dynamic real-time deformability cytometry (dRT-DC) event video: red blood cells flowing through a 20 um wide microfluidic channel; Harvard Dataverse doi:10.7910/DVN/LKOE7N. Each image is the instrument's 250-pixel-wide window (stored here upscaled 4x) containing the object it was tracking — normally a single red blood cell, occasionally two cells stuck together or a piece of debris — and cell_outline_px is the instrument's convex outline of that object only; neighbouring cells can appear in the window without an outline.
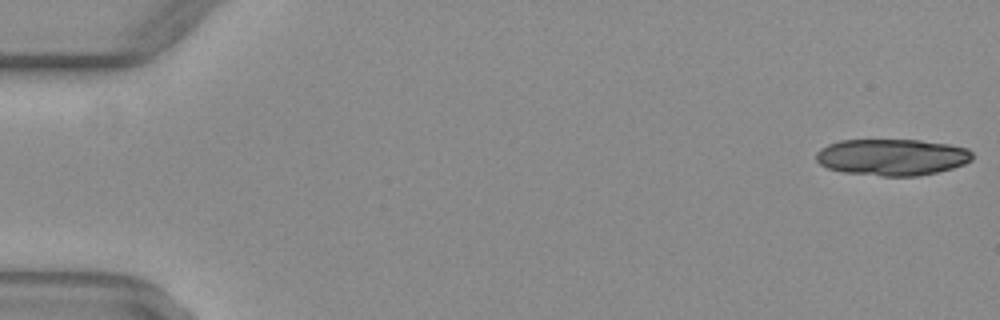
{"species": "common noctule bat (a hibernating species)", "species_latin": "Nyctalus noctula", "temperature_condition": "warm", "stored_images_in_passage": 15, "camera_frame_rate_fps": 3000, "um_per_image_px": 0.085, "animal": {"sex": "female", "body_mass_g": 29.2, "forearm_length_mm": 56.3}, "frame": {"image": 1, "passage_image": 1, "time_ms": 0.0, "image_size_px": [1000, 320], "cell_outline_px": [[972, 160], [964, 164], [952, 168], [936, 172], [916, 176], [884, 176], [844, 172], [828, 168], [820, 164], [816, 160], [816, 152], [820, 148], [828, 144], [840, 140], [920, 140], [948, 144], [968, 148], [972, 152]], "centroid_in_image_um": [75.82, 13.35], "position_along_channel_um": 9.2, "area_um2": 33.29}}